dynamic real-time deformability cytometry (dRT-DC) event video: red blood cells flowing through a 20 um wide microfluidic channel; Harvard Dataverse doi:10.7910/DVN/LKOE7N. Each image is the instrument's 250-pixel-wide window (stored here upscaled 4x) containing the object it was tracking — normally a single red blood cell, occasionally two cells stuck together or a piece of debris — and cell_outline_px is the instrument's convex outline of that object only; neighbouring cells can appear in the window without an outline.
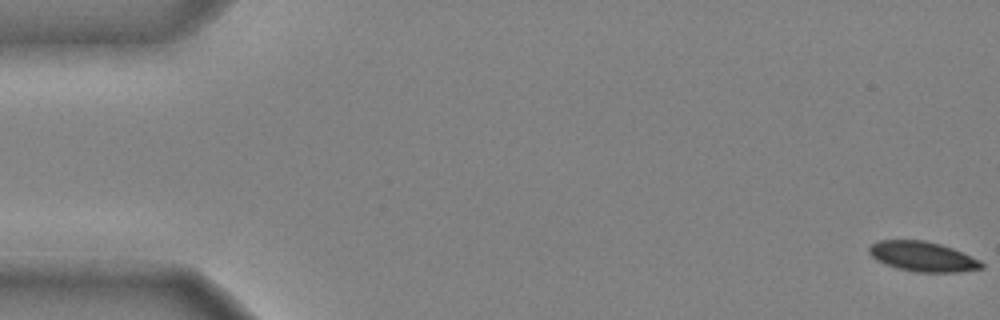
{"species": "common noctule bat (a hibernating species)", "species_latin": "Nyctalus noctula", "temperature_condition": "cold", "stored_images_in_passage": 49, "camera_frame_rate_fps": 3000, "um_per_image_px": 0.085, "animal": {"sex": "male", "body_mass_g": 20.4}, "frame": {"image": 1, "passage_image": 1, "time_ms": 0.0, "image_size_px": [1000, 320], "cell_outline_px": [[984, 268], [956, 272], [916, 272], [900, 268], [888, 264], [872, 256], [868, 252], [868, 248], [872, 244], [880, 240], [924, 240], [940, 244], [952, 248], [980, 260], [984, 264]], "centroid_in_image_um": [78.47, 21.8], "position_along_channel_um": 6.5, "area_um2": 19.25}}
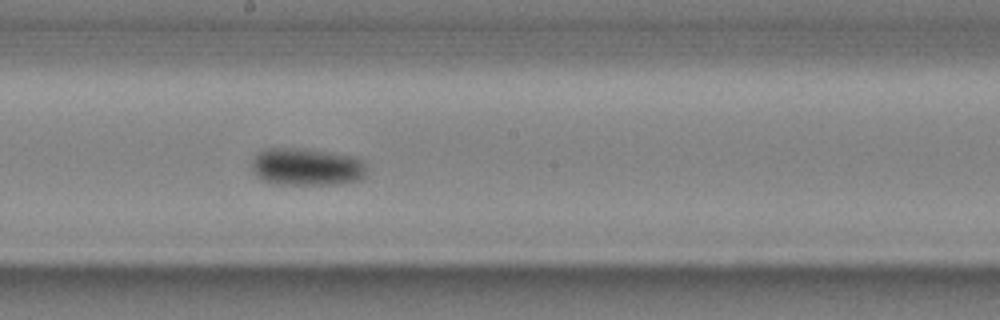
{"frame": {"image": 2, "passage_image": 28, "time_ms": 9.0, "image_size_px": [1000, 320], "cell_outline_px": [[364, 176], [360, 180], [336, 184], [272, 184], [256, 176], [252, 168], [252, 160], [264, 148], [296, 148], [324, 152], [348, 156], [360, 160], [364, 168]], "centroid_in_image_um": [25.99, 14.2], "position_along_channel_um": 222.2, "area_um2": 24.51}}
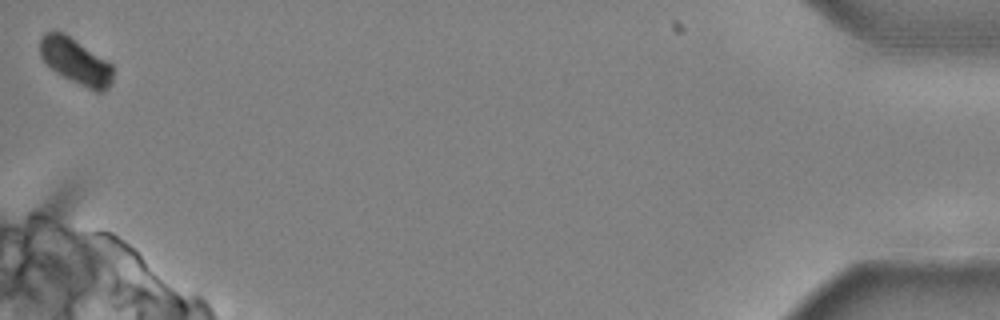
{"frame": {"image": 3, "passage_image": 49, "time_ms": 16.0, "image_size_px": [1000, 320], "cell_outline_px": [[112, 84], [104, 92], [96, 92], [56, 72], [40, 56], [40, 40], [44, 32], [64, 32], [112, 64]], "centroid_in_image_um": [6.45, 5.21], "position_along_channel_um": 428.8, "area_um2": 19.19}, "authors_computed_cell_mechanics": {"area_um2": 21.9062, "velocity_mm_per_s": 3.9571, "shape_relaxation_time_tau1_ms": 2.5638, "shape_relaxation_time_tau2_ms": null, "deformation_change_tau1": 0.097, "deformation_change_tau2": null}}